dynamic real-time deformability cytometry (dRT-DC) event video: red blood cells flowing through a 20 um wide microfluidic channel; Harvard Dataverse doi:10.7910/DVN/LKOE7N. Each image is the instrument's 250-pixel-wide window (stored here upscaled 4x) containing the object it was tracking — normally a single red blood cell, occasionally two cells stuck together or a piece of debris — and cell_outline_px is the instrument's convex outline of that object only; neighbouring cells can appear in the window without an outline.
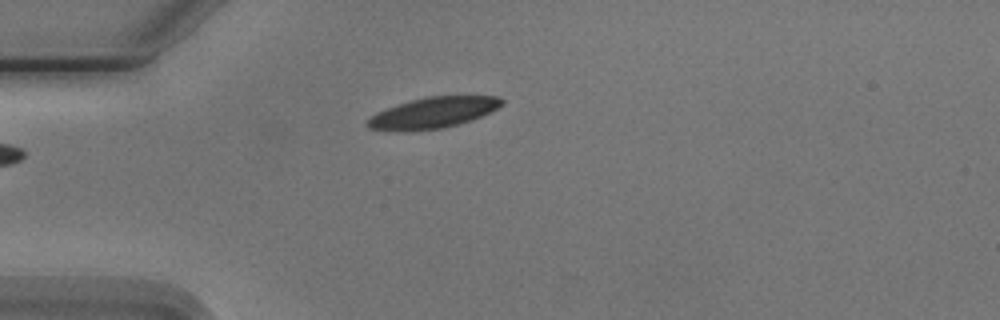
{"species": "Egyptian fruit bat (a non-hibernating species)", "species_latin": "Rousettus aegyptiacus", "temperature_condition": "cold", "stored_images_in_passage": 5, "camera_frame_rate_fps": 3000, "um_per_image_px": 0.085, "animal": {"sex": "male"}, "frame": {"image": 1, "passage_image": 5, "time_ms": 4.667, "image_size_px": [1000, 320], "cell_outline_px": [[504, 104], [472, 120], [440, 128], [404, 132], [396, 132], [368, 128], [364, 124], [376, 112], [412, 100], [428, 96], [500, 96], [504, 100]], "centroid_in_image_um": [36.78, 9.59], "position_along_channel_um": 48.2, "area_um2": 24.04}}